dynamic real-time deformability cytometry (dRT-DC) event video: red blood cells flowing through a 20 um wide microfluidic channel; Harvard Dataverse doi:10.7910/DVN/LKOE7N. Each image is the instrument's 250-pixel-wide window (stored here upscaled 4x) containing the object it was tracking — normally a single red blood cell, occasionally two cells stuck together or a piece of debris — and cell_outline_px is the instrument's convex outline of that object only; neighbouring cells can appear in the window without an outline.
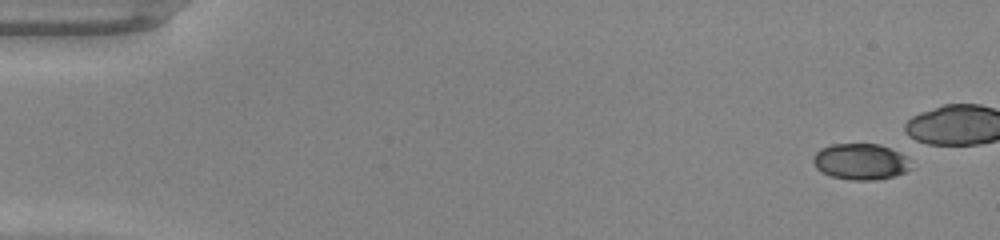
{"species": "common noctule bat (a hibernating species)", "species_latin": "Nyctalus noctula", "temperature_condition": "warm", "stored_images_in_passage": 40, "camera_frame_rate_fps": 3000, "um_per_image_px": 0.085, "animal": {"sex": "male", "body_mass_g": 20.0, "forearm_length_mm": 53.3}, "frame": {"image": 1, "passage_image": 3, "time_ms": 0.667, "image_size_px": [1000, 240], "cell_outline_px": [[908, 168], [904, 172], [892, 176], [876, 180], [852, 180], [832, 176], [820, 172], [816, 168], [812, 160], [816, 152], [820, 148], [832, 144], [880, 144], [904, 156]], "centroid_in_image_um": [73.04, 13.74], "position_along_channel_um": 12.0, "area_um2": 20.11}}
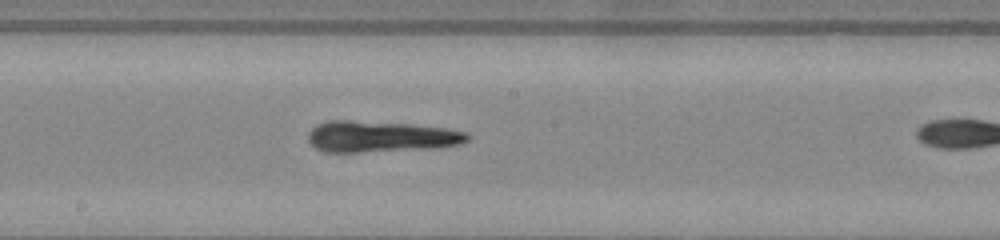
{"frame": {"image": 2, "passage_image": 27, "time_ms": 8.667, "image_size_px": [1000, 240], "cell_outline_px": [[468, 140], [460, 144], [436, 148], [356, 152], [324, 152], [316, 148], [308, 140], [308, 132], [316, 124], [328, 120], [348, 120], [412, 124], [448, 128], [464, 132], [468, 136]], "centroid_in_image_um": [32.32, 11.6], "position_along_channel_um": 215.9, "area_um2": 28.96}}
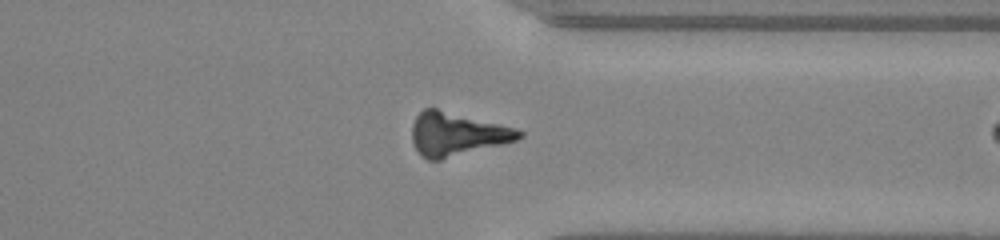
{"frame": {"image": 3, "passage_image": 38, "time_ms": 12.333, "image_size_px": [1000, 240], "cell_outline_px": [[524, 136], [516, 140], [504, 144], [440, 160], [428, 160], [420, 156], [412, 140], [412, 124], [416, 116], [424, 108], [436, 108], [516, 128], [524, 132]], "centroid_in_image_um": [38.83, 11.41], "position_along_channel_um": 372.6, "area_um2": 27.11}}